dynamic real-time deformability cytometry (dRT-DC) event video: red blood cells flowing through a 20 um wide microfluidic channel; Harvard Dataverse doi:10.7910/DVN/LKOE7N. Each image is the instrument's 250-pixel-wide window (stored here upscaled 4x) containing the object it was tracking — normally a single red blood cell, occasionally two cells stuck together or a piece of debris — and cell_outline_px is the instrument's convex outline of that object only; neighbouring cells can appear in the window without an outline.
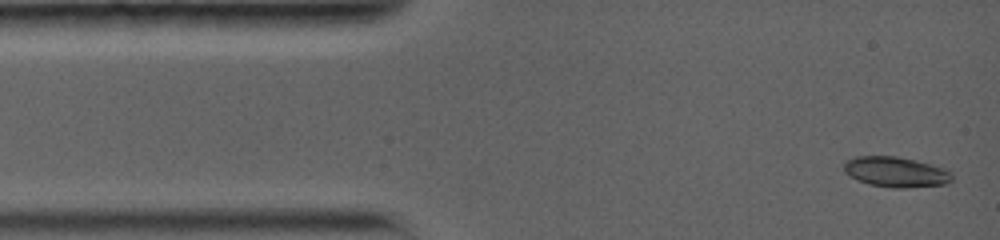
{"species": "common noctule bat (a hibernating species)", "species_latin": "Nyctalus noctula", "temperature_condition": "warm", "stored_images_in_passage": 25, "camera_frame_rate_fps": 5000, "um_per_image_px": 0.085, "animal": {"sex": "female", "body_mass_g": 19.0, "forearm_length_mm": 56.7}, "frame": {"image": 1, "passage_image": 1, "time_ms": 0.0, "image_size_px": [1000, 240], "cell_outline_px": [[952, 180], [948, 184], [904, 188], [892, 188], [868, 184], [856, 180], [844, 172], [844, 160], [856, 156], [896, 156], [916, 160], [944, 168], [952, 172]], "centroid_in_image_um": [76.13, 14.62], "position_along_channel_um": 8.9, "area_um2": 19.36}}
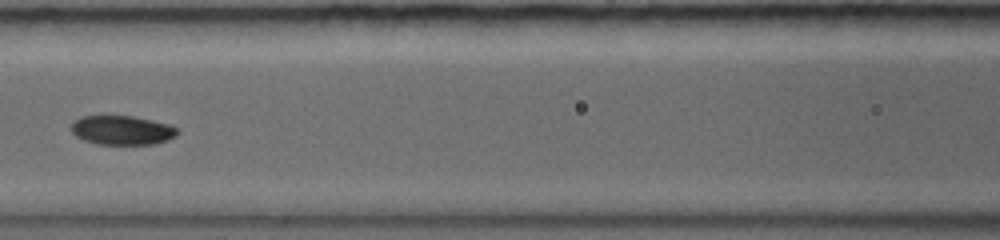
{"frame": {"image": 2, "passage_image": 14, "time_ms": 5.6, "image_size_px": [1000, 240], "cell_outline_px": [[180, 132], [176, 136], [168, 140], [152, 144], [96, 144], [84, 140], [76, 136], [72, 132], [72, 124], [80, 116], [132, 116], [168, 124], [180, 128]], "centroid_in_image_um": [10.41, 11.07], "position_along_channel_um": 156.2, "area_um2": 18.03}}
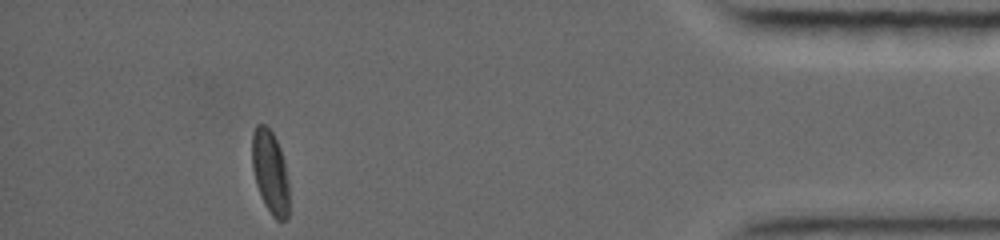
{"frame": {"image": 3, "passage_image": 25, "time_ms": 13.8, "image_size_px": [1000, 240], "cell_outline_px": [[288, 216], [284, 220], [276, 220], [272, 216], [264, 204], [256, 184], [252, 168], [252, 132], [256, 124], [264, 124], [272, 132], [280, 148], [284, 160], [288, 184]], "centroid_in_image_um": [22.95, 14.61], "position_along_channel_um": 412.3, "area_um2": 17.98}, "authors_computed_cell_mechanics": {"area_um2": 18.4382, "velocity_mm_per_s": 3.8493, "shape_relaxation_time_tau1_ms": 2.9737, "shape_relaxation_time_tau2_ms": 6.2507, "deformation_change_tau1": 0.1449, "deformation_change_tau2": 0.0808}}